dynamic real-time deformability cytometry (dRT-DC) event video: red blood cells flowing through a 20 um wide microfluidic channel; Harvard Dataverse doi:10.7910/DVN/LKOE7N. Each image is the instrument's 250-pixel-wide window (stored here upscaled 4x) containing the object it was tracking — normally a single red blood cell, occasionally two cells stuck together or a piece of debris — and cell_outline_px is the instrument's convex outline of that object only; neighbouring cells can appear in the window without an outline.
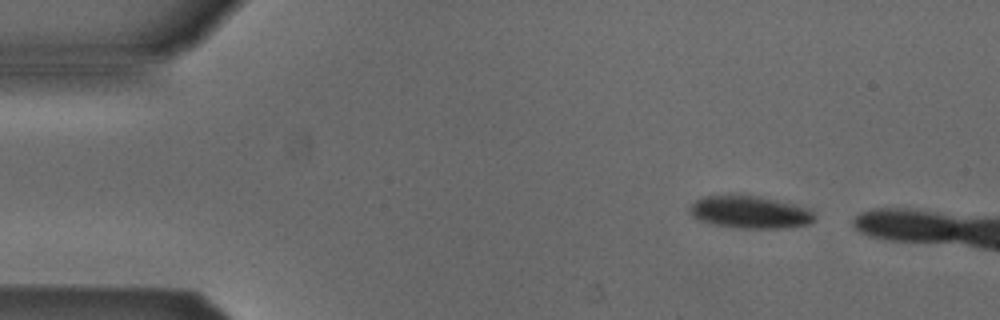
{"species": "Egyptian fruit bat (a non-hibernating species)", "species_latin": "Rousettus aegyptiacus", "temperature_condition": "cold", "stored_images_in_passage": 3, "camera_frame_rate_fps": 3000, "um_per_image_px": 0.085, "animal": {"sex": "male"}, "frame": {"image": 1, "passage_image": 1, "time_ms": 0.0, "image_size_px": [1000, 320], "cell_outline_px": [[816, 216], [808, 224], [780, 228], [740, 228], [716, 224], [700, 220], [692, 216], [688, 212], [688, 208], [696, 200], [704, 196], [728, 192], [732, 192], [760, 196], [812, 208]], "centroid_in_image_um": [63.72, 17.98], "position_along_channel_um": 21.3, "area_um2": 24.28}}